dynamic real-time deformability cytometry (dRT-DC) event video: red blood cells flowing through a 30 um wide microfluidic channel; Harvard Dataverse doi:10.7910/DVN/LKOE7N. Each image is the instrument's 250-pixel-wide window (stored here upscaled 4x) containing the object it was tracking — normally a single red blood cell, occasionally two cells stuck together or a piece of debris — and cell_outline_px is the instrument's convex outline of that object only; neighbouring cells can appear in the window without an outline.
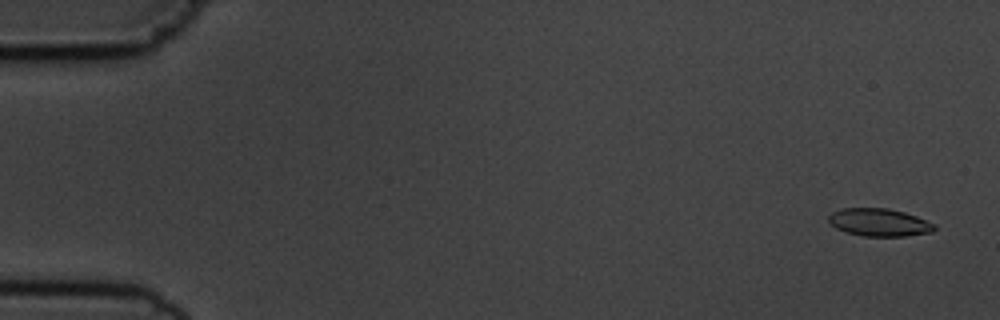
{"species": "common noctule bat (a hibernating species)", "species_latin": "Nyctalus noctula", "temperature_condition": "cold", "stored_images_in_passage": 4, "camera_frame_rate_fps": 3000, "um_per_image_px": 0.085, "animal": {"sex": "male", "body_mass_g": 19.5, "forearm_length_mm": 54.6}, "frame": {"image": 1, "passage_image": 1, "time_ms": 0.0, "image_size_px": [1000, 320], "cell_outline_px": [[936, 228], [932, 232], [904, 236], [864, 236], [844, 232], [836, 228], [828, 220], [828, 216], [832, 212], [840, 208], [888, 208], [904, 212], [916, 216], [936, 224]], "centroid_in_image_um": [74.73, 18.9], "position_along_channel_um": 10.3, "area_um2": 17.17}}
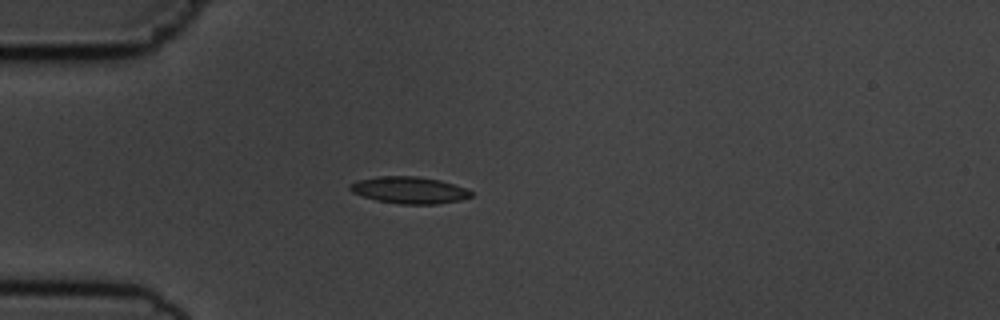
{"frame": {"image": 2, "passage_image": 4, "time_ms": 4.333, "image_size_px": [1000, 320], "cell_outline_px": [[472, 196], [460, 200], [436, 204], [400, 204], [376, 200], [352, 192], [348, 188], [356, 180], [376, 176], [416, 176], [440, 180], [468, 188], [472, 192]], "centroid_in_image_um": [34.8, 16.15], "position_along_channel_um": 50.2, "area_um2": 18.96}}